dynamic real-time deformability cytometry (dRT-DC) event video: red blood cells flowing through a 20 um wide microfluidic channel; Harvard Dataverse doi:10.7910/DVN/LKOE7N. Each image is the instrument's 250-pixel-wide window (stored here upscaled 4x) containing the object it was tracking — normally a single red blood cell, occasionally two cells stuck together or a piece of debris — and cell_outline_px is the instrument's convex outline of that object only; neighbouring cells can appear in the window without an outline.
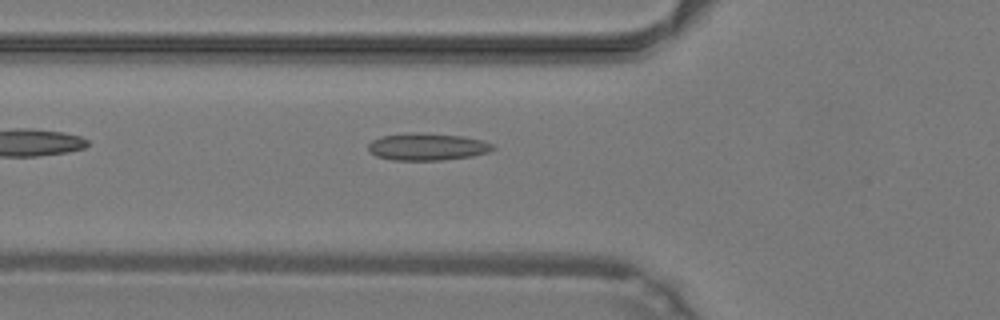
{"species": "common noctule bat (a hibernating species)", "species_latin": "Nyctalus noctula", "temperature_condition": "warm", "stored_images_in_passage": 33, "camera_frame_rate_fps": 3000, "um_per_image_px": 0.085, "animal": {"sex": "male", "body_mass_g": 19.2, "forearm_length_mm": 51.8}, "frame": {"image": 1, "passage_image": 2, "time_ms": 0.333, "image_size_px": [1000, 320], "cell_outline_px": [[496, 148], [488, 152], [472, 156], [440, 160], [392, 160], [376, 156], [368, 152], [368, 144], [372, 140], [380, 136], [408, 132], [424, 132], [464, 136], [480, 140], [492, 144]], "centroid_in_image_um": [36.27, 12.46], "position_along_channel_um": 89.5, "area_um2": 20.0}}
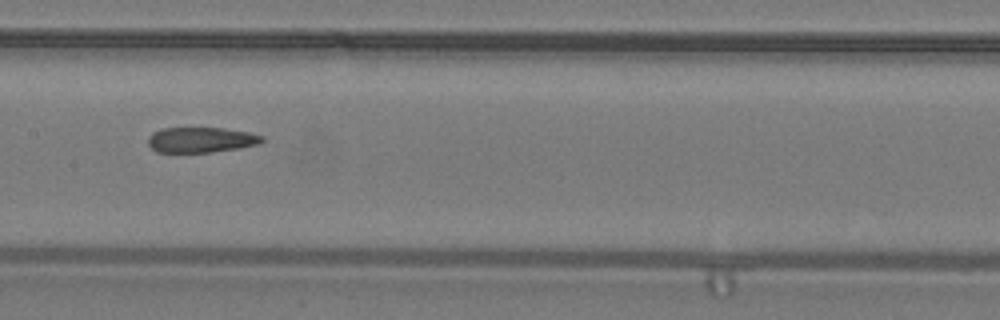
{"frame": {"image": 2, "passage_image": 9, "time_ms": 2.667, "image_size_px": [1000, 320], "cell_outline_px": [[264, 140], [260, 144], [240, 148], [212, 152], [156, 152], [148, 144], [148, 136], [152, 132], [160, 128], [224, 128], [248, 132], [264, 136]], "centroid_in_image_um": [17.09, 11.88], "position_along_channel_um": 190.3, "area_um2": 16.99}}
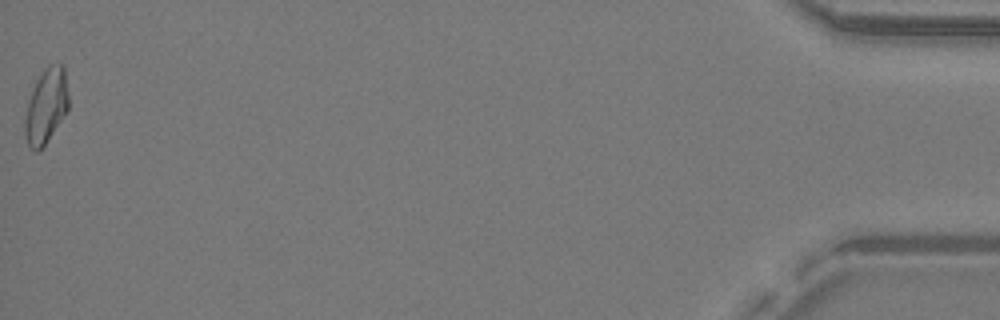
{"frame": {"image": 3, "passage_image": 33, "time_ms": 10.667, "image_size_px": [1000, 320], "cell_outline_px": [[68, 112], [40, 152], [36, 152], [28, 144], [24, 132], [24, 120], [28, 104], [36, 80], [44, 68], [48, 64], [64, 64], [68, 92]], "centroid_in_image_um": [3.94, 9.02], "position_along_channel_um": 431.3, "area_um2": 19.25}}